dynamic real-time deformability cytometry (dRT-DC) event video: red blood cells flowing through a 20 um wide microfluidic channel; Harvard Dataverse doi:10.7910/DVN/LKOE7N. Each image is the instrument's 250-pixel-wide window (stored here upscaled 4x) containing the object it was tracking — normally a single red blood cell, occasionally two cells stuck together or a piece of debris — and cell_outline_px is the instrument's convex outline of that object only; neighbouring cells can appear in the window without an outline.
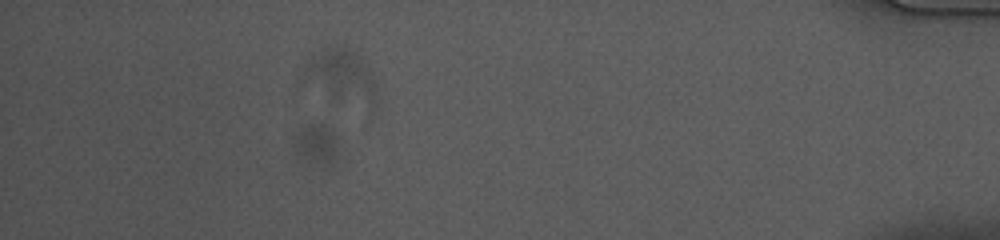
{"species": "common noctule bat (a hibernating species)", "species_latin": "Nyctalus noctula", "temperature_condition": "cold", "stored_images_in_passage": 46, "camera_frame_rate_fps": 3000, "um_per_image_px": 0.085, "animal": {"sex": "female", "body_mass_g": 10.0, "forearm_length_mm": 53.1}, "frame": {"image": 1, "passage_image": 40, "time_ms": 13.0, "image_size_px": [1000, 240], "cell_outline_px": [[340, 140], [336, 160], [328, 172], [296, 156], [296, 140], [300, 132], [308, 124], [324, 124], [332, 128]], "centroid_in_image_um": [27.04, 12.39], "position_along_channel_um": 408.2, "area_um2": 11.16}}